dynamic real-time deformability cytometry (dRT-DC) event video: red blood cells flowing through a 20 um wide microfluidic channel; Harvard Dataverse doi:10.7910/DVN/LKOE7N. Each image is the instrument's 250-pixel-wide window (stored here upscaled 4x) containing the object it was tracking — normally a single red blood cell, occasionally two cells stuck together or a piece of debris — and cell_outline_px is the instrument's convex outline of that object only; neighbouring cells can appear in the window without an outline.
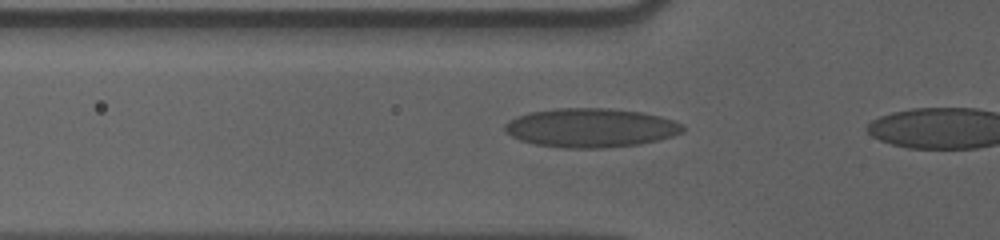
{"species": "human", "species_latin": "Homo sapiens", "temperature_condition": "cold", "stored_images_in_passage": 18, "camera_frame_rate_fps": 3000, "um_per_image_px": 0.085, "donor": {"sex": "male"}, "frame": {"image": 1, "passage_image": 12, "time_ms": 3.667, "image_size_px": [1000, 240], "cell_outline_px": [[684, 132], [660, 140], [640, 144], [604, 148], [560, 148], [536, 144], [520, 140], [504, 132], [504, 124], [508, 120], [516, 116], [528, 112], [556, 108], [608, 108], [640, 112], [660, 116], [684, 124]], "centroid_in_image_um": [50.2, 10.86], "position_along_channel_um": 75.6, "area_um2": 40.81}}
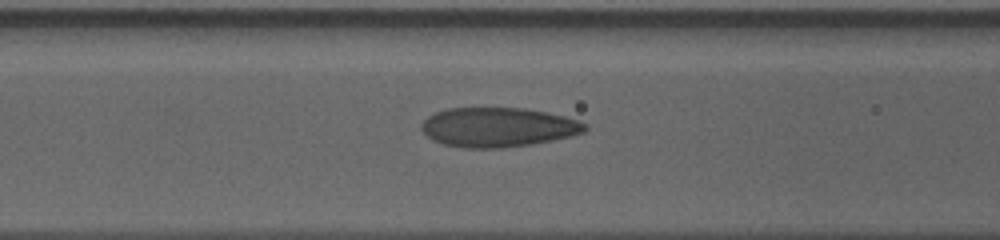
{"frame": {"image": 2, "passage_image": 16, "time_ms": 5.0, "image_size_px": [1000, 240], "cell_outline_px": [[588, 128], [584, 132], [552, 140], [532, 144], [504, 148], [464, 148], [444, 144], [432, 140], [420, 128], [420, 124], [428, 116], [436, 112], [448, 108], [524, 108], [564, 116], [580, 120], [588, 124]], "centroid_in_image_um": [42.33, 10.81], "position_along_channel_um": 124.3, "area_um2": 37.63}}